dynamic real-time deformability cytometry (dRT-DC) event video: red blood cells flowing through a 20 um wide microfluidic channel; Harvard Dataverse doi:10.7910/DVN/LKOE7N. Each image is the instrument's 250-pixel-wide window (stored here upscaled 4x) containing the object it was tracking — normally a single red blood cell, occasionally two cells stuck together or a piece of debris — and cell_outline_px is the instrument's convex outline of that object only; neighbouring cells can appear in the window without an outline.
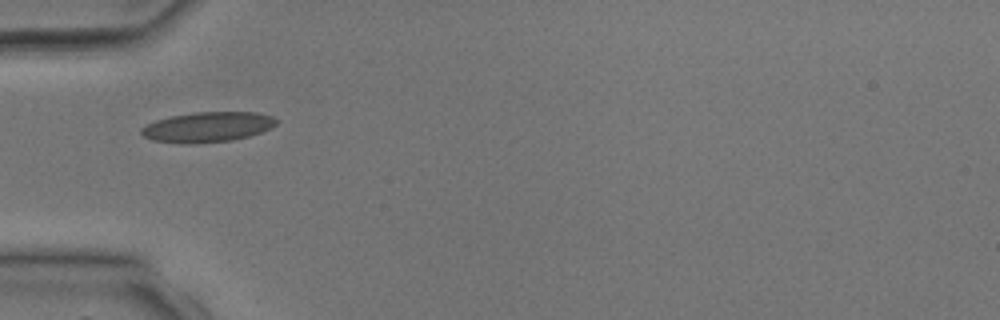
{"species": "common noctule bat (a hibernating species)", "species_latin": "Nyctalus noctula", "temperature_condition": "room temperature", "stored_images_in_passage": 2, "camera_frame_rate_fps": 3000, "um_per_image_px": 0.085, "animal": {"sex": "male", "body_mass_g": 17.9, "forearm_length_mm": 54.2}, "frame": {"image": 1, "passage_image": 1, "time_ms": 0.0, "image_size_px": [1000, 320], "cell_outline_px": [[276, 124], [272, 128], [248, 136], [232, 140], [196, 144], [180, 144], [152, 140], [144, 136], [140, 132], [140, 128], [156, 120], [168, 116], [192, 112], [256, 112], [272, 116], [276, 120]], "centroid_in_image_um": [17.61, 10.8], "position_along_channel_um": 67.4, "area_um2": 23.93}}